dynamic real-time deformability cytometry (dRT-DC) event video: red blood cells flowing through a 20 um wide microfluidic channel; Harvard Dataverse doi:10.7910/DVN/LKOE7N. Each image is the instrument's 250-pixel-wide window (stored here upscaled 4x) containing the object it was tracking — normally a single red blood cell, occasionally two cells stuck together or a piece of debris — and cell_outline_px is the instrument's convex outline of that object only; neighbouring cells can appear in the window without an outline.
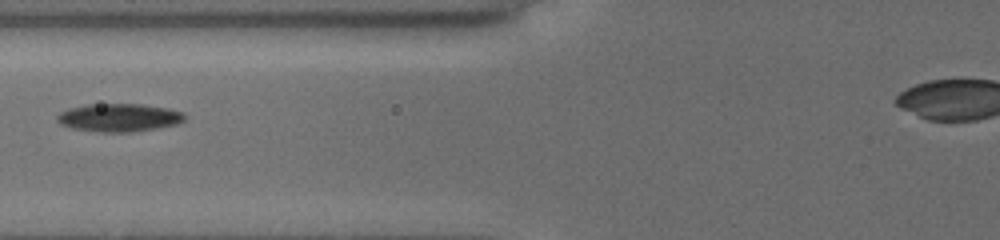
{"species": "common noctule bat (a hibernating species)", "species_latin": "Nyctalus noctula", "temperature_condition": "cold", "stored_images_in_passage": 2, "camera_frame_rate_fps": 3000, "um_per_image_px": 0.085, "animal": {"sex": "female", "body_mass_g": 19.5, "forearm_length_mm": 54.1}, "frame": {"image": 1, "passage_image": 2, "time_ms": 1.0, "image_size_px": [1000, 240], "cell_outline_px": [[184, 120], [176, 124], [156, 128], [128, 132], [104, 132], [72, 128], [60, 124], [56, 120], [56, 116], [60, 112], [72, 108], [88, 104], [140, 104], [168, 108], [180, 112], [184, 116]], "centroid_in_image_um": [10.08, 9.99], "position_along_channel_um": 115.7, "area_um2": 20.52}}